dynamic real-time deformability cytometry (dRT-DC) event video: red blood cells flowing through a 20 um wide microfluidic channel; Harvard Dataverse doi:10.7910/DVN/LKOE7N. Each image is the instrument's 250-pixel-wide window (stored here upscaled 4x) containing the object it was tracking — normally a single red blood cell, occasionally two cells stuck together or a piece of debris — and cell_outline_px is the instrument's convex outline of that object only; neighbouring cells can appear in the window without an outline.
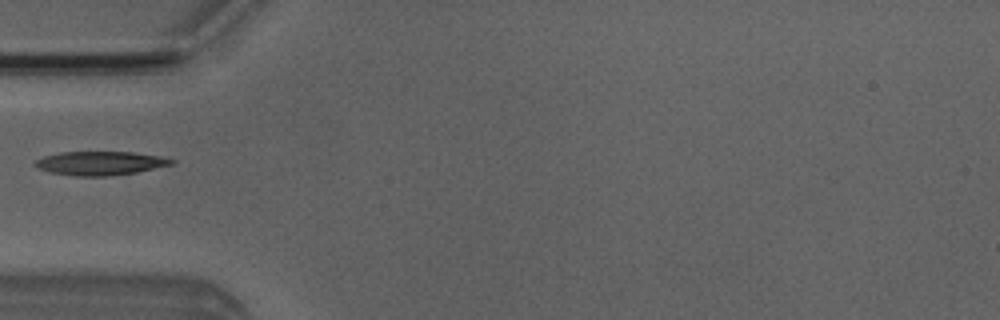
{"species": "Egyptian fruit bat (a non-hibernating species)", "species_latin": "Rousettus aegyptiacus", "temperature_condition": "room temperature", "stored_images_in_passage": 4, "camera_frame_rate_fps": 3000, "um_per_image_px": 0.085, "animal": {"sex": "male"}, "frame": {"image": 1, "passage_image": 4, "time_ms": 3.667, "image_size_px": [1000, 320], "cell_outline_px": [[176, 164], [136, 172], [104, 176], [76, 176], [52, 172], [40, 168], [32, 164], [36, 160], [44, 156], [60, 152], [132, 152], [160, 156], [176, 160]], "centroid_in_image_um": [8.56, 13.86], "position_along_channel_um": 76.4, "area_um2": 18.79}}